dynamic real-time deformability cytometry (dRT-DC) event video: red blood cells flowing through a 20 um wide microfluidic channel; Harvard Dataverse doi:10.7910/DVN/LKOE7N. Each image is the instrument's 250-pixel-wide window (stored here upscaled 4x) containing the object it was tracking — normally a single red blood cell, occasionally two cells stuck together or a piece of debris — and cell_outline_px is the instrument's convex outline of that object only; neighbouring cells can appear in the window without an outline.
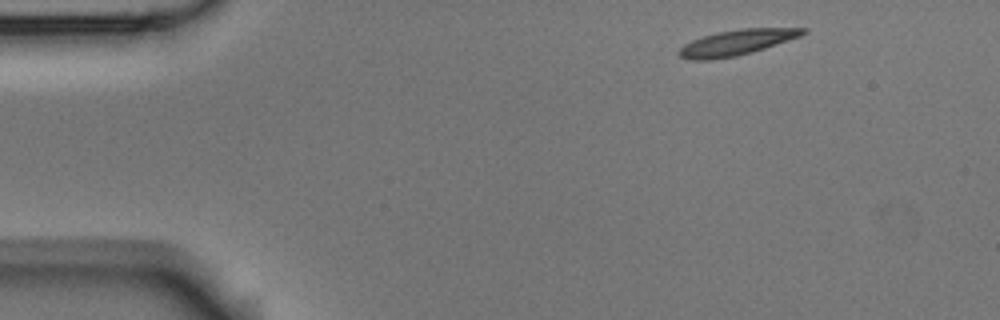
{"species": "Egyptian fruit bat (a non-hibernating species)", "species_latin": "Rousettus aegyptiacus", "temperature_condition": "room temperature", "stored_images_in_passage": 7, "camera_frame_rate_fps": 3000, "um_per_image_px": 0.085, "animal": {"sex": "male"}, "frame": {"image": 1, "passage_image": 1, "time_ms": 0.0, "image_size_px": [1000, 320], "cell_outline_px": [[808, 32], [800, 36], [752, 52], [736, 56], [712, 60], [688, 60], [680, 56], [676, 52], [684, 44], [692, 40], [704, 36], [720, 32], [740, 28], [808, 28]], "centroid_in_image_um": [62.59, 3.62], "position_along_channel_um": 22.4, "area_um2": 18.32}}
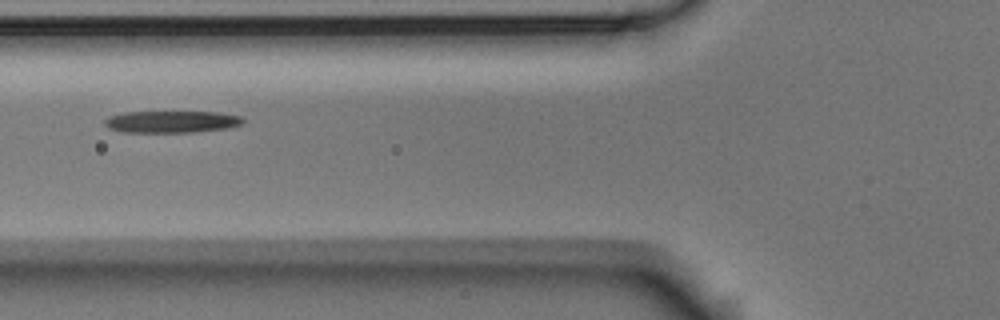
{"frame": {"image": 2, "passage_image": 5, "time_ms": 4.667, "image_size_px": [1000, 320], "cell_outline_px": [[244, 120], [240, 124], [224, 128], [196, 132], [124, 132], [108, 128], [104, 124], [104, 120], [108, 116], [124, 112], [220, 112], [240, 116]], "centroid_in_image_um": [14.53, 10.34], "position_along_channel_um": 111.3, "area_um2": 17.57}}
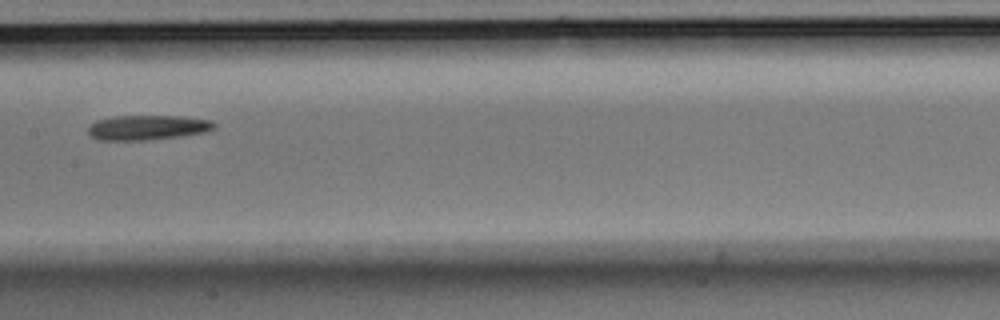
{"frame": {"image": 3, "passage_image": 7, "time_ms": 7.0, "image_size_px": [1000, 320], "cell_outline_px": [[216, 124], [212, 128], [204, 132], [176, 136], [144, 140], [96, 140], [88, 136], [88, 128], [96, 120], [112, 116], [184, 116], [212, 120]], "centroid_in_image_um": [12.47, 10.83], "position_along_channel_um": 194.9, "area_um2": 18.15}}